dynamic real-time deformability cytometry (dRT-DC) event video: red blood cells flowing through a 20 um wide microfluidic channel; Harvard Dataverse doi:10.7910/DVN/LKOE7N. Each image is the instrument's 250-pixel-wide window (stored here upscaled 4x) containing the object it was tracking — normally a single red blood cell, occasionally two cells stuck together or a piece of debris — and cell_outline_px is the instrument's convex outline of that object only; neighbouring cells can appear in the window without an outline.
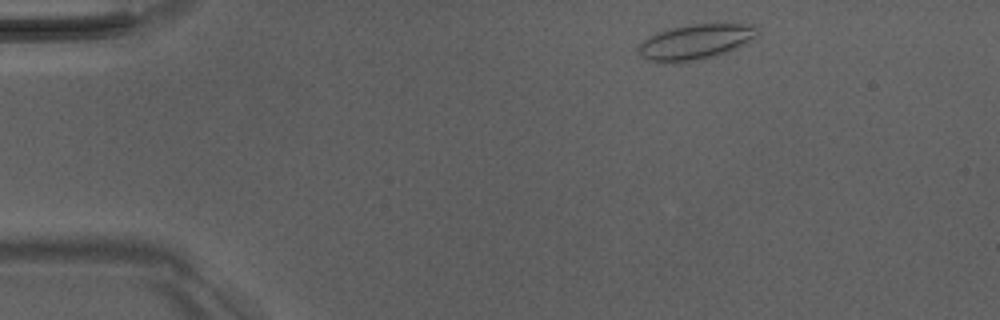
{"species": "Egyptian fruit bat (a non-hibernating species)", "species_latin": "Rousettus aegyptiacus", "temperature_condition": "room temperature", "stored_images_in_passage": 3, "camera_frame_rate_fps": 3000, "um_per_image_px": 0.085, "animal": {"sex": "male"}, "frame": {"image": 1, "passage_image": 1, "time_ms": 0.0, "image_size_px": [1000, 320], "cell_outline_px": [[760, 36], [728, 52], [716, 56], [700, 60], [672, 64], [664, 64], [648, 60], [640, 56], [636, 48], [648, 36], [656, 32], [688, 24], [756, 24], [760, 28]], "centroid_in_image_um": [59.14, 3.58], "position_along_channel_um": 25.9, "area_um2": 25.2}}